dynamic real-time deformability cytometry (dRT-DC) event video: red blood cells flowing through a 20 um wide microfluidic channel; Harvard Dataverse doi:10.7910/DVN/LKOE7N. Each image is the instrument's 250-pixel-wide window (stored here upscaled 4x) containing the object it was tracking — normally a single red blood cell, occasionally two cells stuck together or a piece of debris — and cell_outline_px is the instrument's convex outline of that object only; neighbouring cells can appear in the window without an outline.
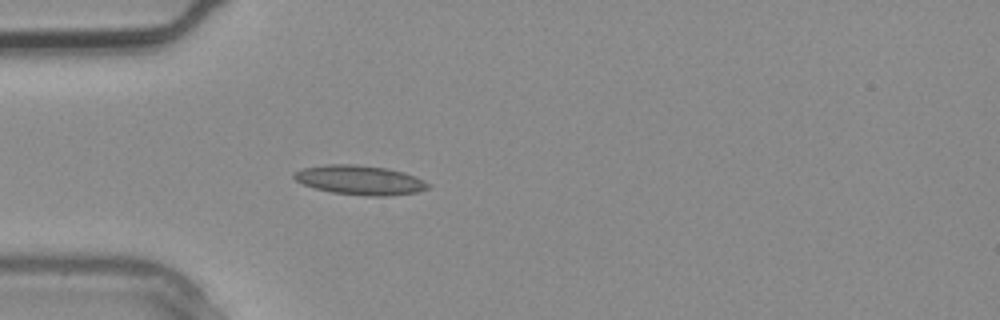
{"species": "common noctule bat (a hibernating species)", "species_latin": "Nyctalus noctula", "temperature_condition": "warm", "stored_images_in_passage": 2, "camera_frame_rate_fps": 3000, "um_per_image_px": 0.085, "animal": {"sex": "male", "body_mass_g": 20.4}, "frame": {"image": 1, "passage_image": 2, "time_ms": 0.333, "image_size_px": [1000, 320], "cell_outline_px": [[432, 184], [428, 188], [416, 192], [388, 196], [368, 196], [332, 192], [316, 188], [304, 184], [296, 180], [292, 176], [292, 172], [304, 168], [324, 164], [356, 164], [388, 168], [404, 172], [416, 176]], "centroid_in_image_um": [30.61, 15.29], "position_along_channel_um": 54.4, "area_um2": 23.06}}